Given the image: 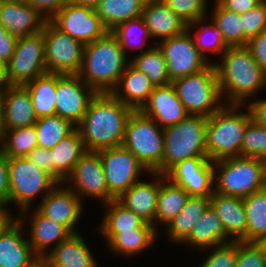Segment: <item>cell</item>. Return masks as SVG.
I'll use <instances>...</instances> for the list:
<instances>
[{
    "label": "cell",
    "instance_id": "obj_40",
    "mask_svg": "<svg viewBox=\"0 0 266 267\" xmlns=\"http://www.w3.org/2000/svg\"><path fill=\"white\" fill-rule=\"evenodd\" d=\"M212 22L221 30L227 46H246L248 39L242 28V14L221 7L216 1Z\"/></svg>",
    "mask_w": 266,
    "mask_h": 267
},
{
    "label": "cell",
    "instance_id": "obj_43",
    "mask_svg": "<svg viewBox=\"0 0 266 267\" xmlns=\"http://www.w3.org/2000/svg\"><path fill=\"white\" fill-rule=\"evenodd\" d=\"M111 32L119 40V43L121 44L126 55H128L127 51L130 49H140L141 51V49L144 48V44L147 43L146 40L149 41V39H152L142 16L130 19L128 21H125L124 23L119 24ZM138 33H140L139 36ZM138 40L140 41V43Z\"/></svg>",
    "mask_w": 266,
    "mask_h": 267
},
{
    "label": "cell",
    "instance_id": "obj_34",
    "mask_svg": "<svg viewBox=\"0 0 266 267\" xmlns=\"http://www.w3.org/2000/svg\"><path fill=\"white\" fill-rule=\"evenodd\" d=\"M24 86L29 90L37 118L56 114V73L47 72Z\"/></svg>",
    "mask_w": 266,
    "mask_h": 267
},
{
    "label": "cell",
    "instance_id": "obj_15",
    "mask_svg": "<svg viewBox=\"0 0 266 267\" xmlns=\"http://www.w3.org/2000/svg\"><path fill=\"white\" fill-rule=\"evenodd\" d=\"M73 184L69 187L80 199L84 196L96 197L102 203L116 199L108 190L103 163L99 152L87 151L75 164L72 172L63 181ZM82 196V197H81Z\"/></svg>",
    "mask_w": 266,
    "mask_h": 267
},
{
    "label": "cell",
    "instance_id": "obj_41",
    "mask_svg": "<svg viewBox=\"0 0 266 267\" xmlns=\"http://www.w3.org/2000/svg\"><path fill=\"white\" fill-rule=\"evenodd\" d=\"M38 147L35 125L6 130L0 149L8 158L25 157Z\"/></svg>",
    "mask_w": 266,
    "mask_h": 267
},
{
    "label": "cell",
    "instance_id": "obj_56",
    "mask_svg": "<svg viewBox=\"0 0 266 267\" xmlns=\"http://www.w3.org/2000/svg\"><path fill=\"white\" fill-rule=\"evenodd\" d=\"M7 206V202L0 201V234L18 219L17 216L14 218V215L9 213L8 209L6 208Z\"/></svg>",
    "mask_w": 266,
    "mask_h": 267
},
{
    "label": "cell",
    "instance_id": "obj_45",
    "mask_svg": "<svg viewBox=\"0 0 266 267\" xmlns=\"http://www.w3.org/2000/svg\"><path fill=\"white\" fill-rule=\"evenodd\" d=\"M186 25L207 16V0H162ZM207 9V10H206Z\"/></svg>",
    "mask_w": 266,
    "mask_h": 267
},
{
    "label": "cell",
    "instance_id": "obj_30",
    "mask_svg": "<svg viewBox=\"0 0 266 267\" xmlns=\"http://www.w3.org/2000/svg\"><path fill=\"white\" fill-rule=\"evenodd\" d=\"M158 231L155 228H133L122 232H100L109 249L118 255L133 256L154 244Z\"/></svg>",
    "mask_w": 266,
    "mask_h": 267
},
{
    "label": "cell",
    "instance_id": "obj_60",
    "mask_svg": "<svg viewBox=\"0 0 266 267\" xmlns=\"http://www.w3.org/2000/svg\"><path fill=\"white\" fill-rule=\"evenodd\" d=\"M264 175H263V189L266 190V159L263 160Z\"/></svg>",
    "mask_w": 266,
    "mask_h": 267
},
{
    "label": "cell",
    "instance_id": "obj_61",
    "mask_svg": "<svg viewBox=\"0 0 266 267\" xmlns=\"http://www.w3.org/2000/svg\"><path fill=\"white\" fill-rule=\"evenodd\" d=\"M258 244L264 249L265 253H266V236H264L259 242Z\"/></svg>",
    "mask_w": 266,
    "mask_h": 267
},
{
    "label": "cell",
    "instance_id": "obj_48",
    "mask_svg": "<svg viewBox=\"0 0 266 267\" xmlns=\"http://www.w3.org/2000/svg\"><path fill=\"white\" fill-rule=\"evenodd\" d=\"M242 28L248 40L266 31V0L242 14Z\"/></svg>",
    "mask_w": 266,
    "mask_h": 267
},
{
    "label": "cell",
    "instance_id": "obj_23",
    "mask_svg": "<svg viewBox=\"0 0 266 267\" xmlns=\"http://www.w3.org/2000/svg\"><path fill=\"white\" fill-rule=\"evenodd\" d=\"M210 206L221 220L225 235L231 241L246 242V212L243 198L213 192Z\"/></svg>",
    "mask_w": 266,
    "mask_h": 267
},
{
    "label": "cell",
    "instance_id": "obj_1",
    "mask_svg": "<svg viewBox=\"0 0 266 267\" xmlns=\"http://www.w3.org/2000/svg\"><path fill=\"white\" fill-rule=\"evenodd\" d=\"M135 110L112 93H97L76 126L87 151L122 146L126 125Z\"/></svg>",
    "mask_w": 266,
    "mask_h": 267
},
{
    "label": "cell",
    "instance_id": "obj_55",
    "mask_svg": "<svg viewBox=\"0 0 266 267\" xmlns=\"http://www.w3.org/2000/svg\"><path fill=\"white\" fill-rule=\"evenodd\" d=\"M251 119L260 125L266 126V100L252 101L248 106Z\"/></svg>",
    "mask_w": 266,
    "mask_h": 267
},
{
    "label": "cell",
    "instance_id": "obj_3",
    "mask_svg": "<svg viewBox=\"0 0 266 267\" xmlns=\"http://www.w3.org/2000/svg\"><path fill=\"white\" fill-rule=\"evenodd\" d=\"M129 63V56L109 31L102 38L84 45L78 75L96 93H112Z\"/></svg>",
    "mask_w": 266,
    "mask_h": 267
},
{
    "label": "cell",
    "instance_id": "obj_42",
    "mask_svg": "<svg viewBox=\"0 0 266 267\" xmlns=\"http://www.w3.org/2000/svg\"><path fill=\"white\" fill-rule=\"evenodd\" d=\"M202 22H206V17L187 25L188 31L193 30V27H198L196 28L194 34L193 32L191 33L195 46L199 49V52L205 59H207L206 53L208 52H212L213 55L217 53L223 54L227 50L228 46L224 43L221 30L212 21L211 24L208 25H201Z\"/></svg>",
    "mask_w": 266,
    "mask_h": 267
},
{
    "label": "cell",
    "instance_id": "obj_31",
    "mask_svg": "<svg viewBox=\"0 0 266 267\" xmlns=\"http://www.w3.org/2000/svg\"><path fill=\"white\" fill-rule=\"evenodd\" d=\"M225 235L223 224L215 211L209 206L193 227L189 237L183 242L199 249L230 242Z\"/></svg>",
    "mask_w": 266,
    "mask_h": 267
},
{
    "label": "cell",
    "instance_id": "obj_11",
    "mask_svg": "<svg viewBox=\"0 0 266 267\" xmlns=\"http://www.w3.org/2000/svg\"><path fill=\"white\" fill-rule=\"evenodd\" d=\"M45 63L48 73L78 74L84 44L58 29L51 21L43 28Z\"/></svg>",
    "mask_w": 266,
    "mask_h": 267
},
{
    "label": "cell",
    "instance_id": "obj_22",
    "mask_svg": "<svg viewBox=\"0 0 266 267\" xmlns=\"http://www.w3.org/2000/svg\"><path fill=\"white\" fill-rule=\"evenodd\" d=\"M23 222L17 219L0 234V267H32L40 258L23 239Z\"/></svg>",
    "mask_w": 266,
    "mask_h": 267
},
{
    "label": "cell",
    "instance_id": "obj_8",
    "mask_svg": "<svg viewBox=\"0 0 266 267\" xmlns=\"http://www.w3.org/2000/svg\"><path fill=\"white\" fill-rule=\"evenodd\" d=\"M122 146L131 151L150 173L161 174L164 133L154 119L134 111L127 122Z\"/></svg>",
    "mask_w": 266,
    "mask_h": 267
},
{
    "label": "cell",
    "instance_id": "obj_58",
    "mask_svg": "<svg viewBox=\"0 0 266 267\" xmlns=\"http://www.w3.org/2000/svg\"><path fill=\"white\" fill-rule=\"evenodd\" d=\"M74 3L96 8L103 0H72Z\"/></svg>",
    "mask_w": 266,
    "mask_h": 267
},
{
    "label": "cell",
    "instance_id": "obj_26",
    "mask_svg": "<svg viewBox=\"0 0 266 267\" xmlns=\"http://www.w3.org/2000/svg\"><path fill=\"white\" fill-rule=\"evenodd\" d=\"M142 17L152 39L165 40L187 30L184 21L162 0H147Z\"/></svg>",
    "mask_w": 266,
    "mask_h": 267
},
{
    "label": "cell",
    "instance_id": "obj_33",
    "mask_svg": "<svg viewBox=\"0 0 266 267\" xmlns=\"http://www.w3.org/2000/svg\"><path fill=\"white\" fill-rule=\"evenodd\" d=\"M190 195L180 186L171 183L160 174V187L157 200L155 223L167 225L184 208Z\"/></svg>",
    "mask_w": 266,
    "mask_h": 267
},
{
    "label": "cell",
    "instance_id": "obj_57",
    "mask_svg": "<svg viewBox=\"0 0 266 267\" xmlns=\"http://www.w3.org/2000/svg\"><path fill=\"white\" fill-rule=\"evenodd\" d=\"M5 131H6V128L4 125L3 101H2L1 91H0V143L3 139Z\"/></svg>",
    "mask_w": 266,
    "mask_h": 267
},
{
    "label": "cell",
    "instance_id": "obj_59",
    "mask_svg": "<svg viewBox=\"0 0 266 267\" xmlns=\"http://www.w3.org/2000/svg\"><path fill=\"white\" fill-rule=\"evenodd\" d=\"M5 86V65L0 62V91Z\"/></svg>",
    "mask_w": 266,
    "mask_h": 267
},
{
    "label": "cell",
    "instance_id": "obj_53",
    "mask_svg": "<svg viewBox=\"0 0 266 267\" xmlns=\"http://www.w3.org/2000/svg\"><path fill=\"white\" fill-rule=\"evenodd\" d=\"M221 7L243 14L255 8L263 0H215Z\"/></svg>",
    "mask_w": 266,
    "mask_h": 267
},
{
    "label": "cell",
    "instance_id": "obj_37",
    "mask_svg": "<svg viewBox=\"0 0 266 267\" xmlns=\"http://www.w3.org/2000/svg\"><path fill=\"white\" fill-rule=\"evenodd\" d=\"M246 212V242H259L266 236V190L243 198Z\"/></svg>",
    "mask_w": 266,
    "mask_h": 267
},
{
    "label": "cell",
    "instance_id": "obj_16",
    "mask_svg": "<svg viewBox=\"0 0 266 267\" xmlns=\"http://www.w3.org/2000/svg\"><path fill=\"white\" fill-rule=\"evenodd\" d=\"M165 177L190 196L211 197L214 192V162L207 157H192L173 166Z\"/></svg>",
    "mask_w": 266,
    "mask_h": 267
},
{
    "label": "cell",
    "instance_id": "obj_21",
    "mask_svg": "<svg viewBox=\"0 0 266 267\" xmlns=\"http://www.w3.org/2000/svg\"><path fill=\"white\" fill-rule=\"evenodd\" d=\"M6 130L32 126L37 122L29 90L22 85H5L1 91Z\"/></svg>",
    "mask_w": 266,
    "mask_h": 267
},
{
    "label": "cell",
    "instance_id": "obj_52",
    "mask_svg": "<svg viewBox=\"0 0 266 267\" xmlns=\"http://www.w3.org/2000/svg\"><path fill=\"white\" fill-rule=\"evenodd\" d=\"M25 157L52 176L51 151L49 149L36 147Z\"/></svg>",
    "mask_w": 266,
    "mask_h": 267
},
{
    "label": "cell",
    "instance_id": "obj_47",
    "mask_svg": "<svg viewBox=\"0 0 266 267\" xmlns=\"http://www.w3.org/2000/svg\"><path fill=\"white\" fill-rule=\"evenodd\" d=\"M236 267H266V253L258 242L238 241Z\"/></svg>",
    "mask_w": 266,
    "mask_h": 267
},
{
    "label": "cell",
    "instance_id": "obj_12",
    "mask_svg": "<svg viewBox=\"0 0 266 267\" xmlns=\"http://www.w3.org/2000/svg\"><path fill=\"white\" fill-rule=\"evenodd\" d=\"M103 163L106 184L109 192L118 198L138 180V176L150 172L135 157V155L123 146L112 147L98 151Z\"/></svg>",
    "mask_w": 266,
    "mask_h": 267
},
{
    "label": "cell",
    "instance_id": "obj_44",
    "mask_svg": "<svg viewBox=\"0 0 266 267\" xmlns=\"http://www.w3.org/2000/svg\"><path fill=\"white\" fill-rule=\"evenodd\" d=\"M241 157L266 159V126L249 122L241 145Z\"/></svg>",
    "mask_w": 266,
    "mask_h": 267
},
{
    "label": "cell",
    "instance_id": "obj_17",
    "mask_svg": "<svg viewBox=\"0 0 266 267\" xmlns=\"http://www.w3.org/2000/svg\"><path fill=\"white\" fill-rule=\"evenodd\" d=\"M96 94L78 74H57L56 115L77 126Z\"/></svg>",
    "mask_w": 266,
    "mask_h": 267
},
{
    "label": "cell",
    "instance_id": "obj_39",
    "mask_svg": "<svg viewBox=\"0 0 266 267\" xmlns=\"http://www.w3.org/2000/svg\"><path fill=\"white\" fill-rule=\"evenodd\" d=\"M34 125L38 147L49 150L76 130V126L72 122L56 114L38 118Z\"/></svg>",
    "mask_w": 266,
    "mask_h": 267
},
{
    "label": "cell",
    "instance_id": "obj_6",
    "mask_svg": "<svg viewBox=\"0 0 266 267\" xmlns=\"http://www.w3.org/2000/svg\"><path fill=\"white\" fill-rule=\"evenodd\" d=\"M9 205L15 202L19 205L20 215L17 218L24 222L32 201L38 194L43 199L57 184L47 171L30 162L26 157L8 158ZM26 214V215H25Z\"/></svg>",
    "mask_w": 266,
    "mask_h": 267
},
{
    "label": "cell",
    "instance_id": "obj_63",
    "mask_svg": "<svg viewBox=\"0 0 266 267\" xmlns=\"http://www.w3.org/2000/svg\"><path fill=\"white\" fill-rule=\"evenodd\" d=\"M13 1L29 3L30 0H13Z\"/></svg>",
    "mask_w": 266,
    "mask_h": 267
},
{
    "label": "cell",
    "instance_id": "obj_4",
    "mask_svg": "<svg viewBox=\"0 0 266 267\" xmlns=\"http://www.w3.org/2000/svg\"><path fill=\"white\" fill-rule=\"evenodd\" d=\"M241 105L224 104L208 117L206 132L207 158L213 162L240 156L247 125L252 120L249 109L239 112Z\"/></svg>",
    "mask_w": 266,
    "mask_h": 267
},
{
    "label": "cell",
    "instance_id": "obj_24",
    "mask_svg": "<svg viewBox=\"0 0 266 267\" xmlns=\"http://www.w3.org/2000/svg\"><path fill=\"white\" fill-rule=\"evenodd\" d=\"M151 175L156 176L155 182L140 180L116 199L146 222L152 224L156 230H159L154 223L160 187V173L151 172Z\"/></svg>",
    "mask_w": 266,
    "mask_h": 267
},
{
    "label": "cell",
    "instance_id": "obj_20",
    "mask_svg": "<svg viewBox=\"0 0 266 267\" xmlns=\"http://www.w3.org/2000/svg\"><path fill=\"white\" fill-rule=\"evenodd\" d=\"M46 22L29 3L0 0V23L17 38L41 32Z\"/></svg>",
    "mask_w": 266,
    "mask_h": 267
},
{
    "label": "cell",
    "instance_id": "obj_49",
    "mask_svg": "<svg viewBox=\"0 0 266 267\" xmlns=\"http://www.w3.org/2000/svg\"><path fill=\"white\" fill-rule=\"evenodd\" d=\"M246 47L252 53L256 63L266 72V31L250 38Z\"/></svg>",
    "mask_w": 266,
    "mask_h": 267
},
{
    "label": "cell",
    "instance_id": "obj_51",
    "mask_svg": "<svg viewBox=\"0 0 266 267\" xmlns=\"http://www.w3.org/2000/svg\"><path fill=\"white\" fill-rule=\"evenodd\" d=\"M17 39L0 23V62L3 65H6L13 56Z\"/></svg>",
    "mask_w": 266,
    "mask_h": 267
},
{
    "label": "cell",
    "instance_id": "obj_29",
    "mask_svg": "<svg viewBox=\"0 0 266 267\" xmlns=\"http://www.w3.org/2000/svg\"><path fill=\"white\" fill-rule=\"evenodd\" d=\"M51 151L52 177L59 183L67 178L75 164L87 152L80 132L76 129Z\"/></svg>",
    "mask_w": 266,
    "mask_h": 267
},
{
    "label": "cell",
    "instance_id": "obj_18",
    "mask_svg": "<svg viewBox=\"0 0 266 267\" xmlns=\"http://www.w3.org/2000/svg\"><path fill=\"white\" fill-rule=\"evenodd\" d=\"M62 184L59 182L35 208L44 216L63 225L71 234H76L79 233L75 226L82 215L83 202L68 185L63 188Z\"/></svg>",
    "mask_w": 266,
    "mask_h": 267
},
{
    "label": "cell",
    "instance_id": "obj_5",
    "mask_svg": "<svg viewBox=\"0 0 266 267\" xmlns=\"http://www.w3.org/2000/svg\"><path fill=\"white\" fill-rule=\"evenodd\" d=\"M207 122L208 118L205 116L188 115L178 124L163 129L162 175H165L173 166L185 159L207 157Z\"/></svg>",
    "mask_w": 266,
    "mask_h": 267
},
{
    "label": "cell",
    "instance_id": "obj_50",
    "mask_svg": "<svg viewBox=\"0 0 266 267\" xmlns=\"http://www.w3.org/2000/svg\"><path fill=\"white\" fill-rule=\"evenodd\" d=\"M72 0H30L29 4L35 8L47 21Z\"/></svg>",
    "mask_w": 266,
    "mask_h": 267
},
{
    "label": "cell",
    "instance_id": "obj_38",
    "mask_svg": "<svg viewBox=\"0 0 266 267\" xmlns=\"http://www.w3.org/2000/svg\"><path fill=\"white\" fill-rule=\"evenodd\" d=\"M130 63L139 71H142L155 86L172 83L168 76V67L159 47L155 44L147 50L139 52Z\"/></svg>",
    "mask_w": 266,
    "mask_h": 267
},
{
    "label": "cell",
    "instance_id": "obj_25",
    "mask_svg": "<svg viewBox=\"0 0 266 267\" xmlns=\"http://www.w3.org/2000/svg\"><path fill=\"white\" fill-rule=\"evenodd\" d=\"M42 260L46 267H99L80 232L53 247Z\"/></svg>",
    "mask_w": 266,
    "mask_h": 267
},
{
    "label": "cell",
    "instance_id": "obj_7",
    "mask_svg": "<svg viewBox=\"0 0 266 267\" xmlns=\"http://www.w3.org/2000/svg\"><path fill=\"white\" fill-rule=\"evenodd\" d=\"M263 175V159L241 156L221 159L214 162V191L245 198L263 189Z\"/></svg>",
    "mask_w": 266,
    "mask_h": 267
},
{
    "label": "cell",
    "instance_id": "obj_14",
    "mask_svg": "<svg viewBox=\"0 0 266 267\" xmlns=\"http://www.w3.org/2000/svg\"><path fill=\"white\" fill-rule=\"evenodd\" d=\"M58 29L67 33L84 45L105 36V27L95 8L68 2L50 20Z\"/></svg>",
    "mask_w": 266,
    "mask_h": 267
},
{
    "label": "cell",
    "instance_id": "obj_46",
    "mask_svg": "<svg viewBox=\"0 0 266 267\" xmlns=\"http://www.w3.org/2000/svg\"><path fill=\"white\" fill-rule=\"evenodd\" d=\"M199 267H236L238 241L222 243L206 250H211Z\"/></svg>",
    "mask_w": 266,
    "mask_h": 267
},
{
    "label": "cell",
    "instance_id": "obj_19",
    "mask_svg": "<svg viewBox=\"0 0 266 267\" xmlns=\"http://www.w3.org/2000/svg\"><path fill=\"white\" fill-rule=\"evenodd\" d=\"M139 111L154 119L162 129L178 124L189 115L172 83L156 86Z\"/></svg>",
    "mask_w": 266,
    "mask_h": 267
},
{
    "label": "cell",
    "instance_id": "obj_62",
    "mask_svg": "<svg viewBox=\"0 0 266 267\" xmlns=\"http://www.w3.org/2000/svg\"><path fill=\"white\" fill-rule=\"evenodd\" d=\"M32 267H46L45 262L40 259L35 265H33Z\"/></svg>",
    "mask_w": 266,
    "mask_h": 267
},
{
    "label": "cell",
    "instance_id": "obj_32",
    "mask_svg": "<svg viewBox=\"0 0 266 267\" xmlns=\"http://www.w3.org/2000/svg\"><path fill=\"white\" fill-rule=\"evenodd\" d=\"M210 206V197L190 196L180 213L170 221L166 234L174 243H183L190 235L196 222Z\"/></svg>",
    "mask_w": 266,
    "mask_h": 267
},
{
    "label": "cell",
    "instance_id": "obj_27",
    "mask_svg": "<svg viewBox=\"0 0 266 267\" xmlns=\"http://www.w3.org/2000/svg\"><path fill=\"white\" fill-rule=\"evenodd\" d=\"M155 87L142 71L129 63L112 94L123 104L139 111L148 101L149 95Z\"/></svg>",
    "mask_w": 266,
    "mask_h": 267
},
{
    "label": "cell",
    "instance_id": "obj_35",
    "mask_svg": "<svg viewBox=\"0 0 266 267\" xmlns=\"http://www.w3.org/2000/svg\"><path fill=\"white\" fill-rule=\"evenodd\" d=\"M147 0H103L96 8L105 27L112 31L119 24L142 16Z\"/></svg>",
    "mask_w": 266,
    "mask_h": 267
},
{
    "label": "cell",
    "instance_id": "obj_9",
    "mask_svg": "<svg viewBox=\"0 0 266 267\" xmlns=\"http://www.w3.org/2000/svg\"><path fill=\"white\" fill-rule=\"evenodd\" d=\"M172 84L189 115L208 118L225 104L219 102L222 94L214 63L199 72L173 80Z\"/></svg>",
    "mask_w": 266,
    "mask_h": 267
},
{
    "label": "cell",
    "instance_id": "obj_54",
    "mask_svg": "<svg viewBox=\"0 0 266 267\" xmlns=\"http://www.w3.org/2000/svg\"><path fill=\"white\" fill-rule=\"evenodd\" d=\"M0 201L9 204L8 157L0 149Z\"/></svg>",
    "mask_w": 266,
    "mask_h": 267
},
{
    "label": "cell",
    "instance_id": "obj_36",
    "mask_svg": "<svg viewBox=\"0 0 266 267\" xmlns=\"http://www.w3.org/2000/svg\"><path fill=\"white\" fill-rule=\"evenodd\" d=\"M104 205H107L108 209L98 227L100 232H122L133 228H155L117 199L104 203Z\"/></svg>",
    "mask_w": 266,
    "mask_h": 267
},
{
    "label": "cell",
    "instance_id": "obj_28",
    "mask_svg": "<svg viewBox=\"0 0 266 267\" xmlns=\"http://www.w3.org/2000/svg\"><path fill=\"white\" fill-rule=\"evenodd\" d=\"M30 218L31 238H28V241L33 252L40 259L48 254L50 245L54 243L53 246L56 247L71 235L63 225L44 216L38 209H35Z\"/></svg>",
    "mask_w": 266,
    "mask_h": 267
},
{
    "label": "cell",
    "instance_id": "obj_10",
    "mask_svg": "<svg viewBox=\"0 0 266 267\" xmlns=\"http://www.w3.org/2000/svg\"><path fill=\"white\" fill-rule=\"evenodd\" d=\"M43 31L17 39L15 51L5 65V85H26L47 73Z\"/></svg>",
    "mask_w": 266,
    "mask_h": 267
},
{
    "label": "cell",
    "instance_id": "obj_2",
    "mask_svg": "<svg viewBox=\"0 0 266 267\" xmlns=\"http://www.w3.org/2000/svg\"><path fill=\"white\" fill-rule=\"evenodd\" d=\"M222 56L220 64L214 63L222 97L227 96V104L243 106L266 87V72L246 46H228Z\"/></svg>",
    "mask_w": 266,
    "mask_h": 267
},
{
    "label": "cell",
    "instance_id": "obj_13",
    "mask_svg": "<svg viewBox=\"0 0 266 267\" xmlns=\"http://www.w3.org/2000/svg\"><path fill=\"white\" fill-rule=\"evenodd\" d=\"M156 45L165 57L171 81L199 72L210 64L195 46L191 31L186 30Z\"/></svg>",
    "mask_w": 266,
    "mask_h": 267
}]
</instances>
